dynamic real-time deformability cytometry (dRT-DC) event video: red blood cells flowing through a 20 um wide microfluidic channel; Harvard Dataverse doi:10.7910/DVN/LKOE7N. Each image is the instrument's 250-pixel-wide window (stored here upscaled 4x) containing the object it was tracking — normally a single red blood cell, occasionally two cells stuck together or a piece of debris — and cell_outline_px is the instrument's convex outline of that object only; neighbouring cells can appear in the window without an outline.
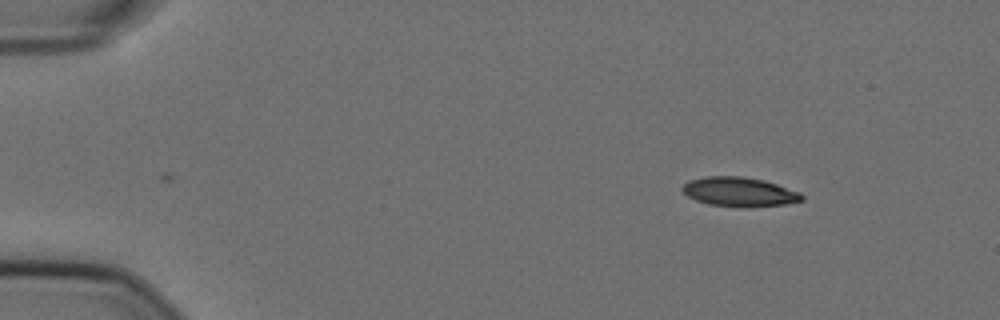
{"species": "Egyptian fruit bat (a non-hibernating species)", "species_latin": "Rousettus aegyptiacus", "temperature_condition": "cold", "stored_images_in_passage": 50, "camera_frame_rate_fps": 3000, "um_per_image_px": 0.085, "animal": {"sex": "female"}, "frame": {"image": 1, "passage_image": 1, "time_ms": 0.0, "image_size_px": [1000, 320], "cell_outline_px": [[804, 200], [784, 204], [708, 204], [696, 200], [688, 196], [680, 188], [688, 180], [704, 176], [744, 176], [764, 180], [800, 192], [804, 196]], "centroid_in_image_um": [62.8, 16.24], "position_along_channel_um": 22.2, "area_um2": 19.48}}
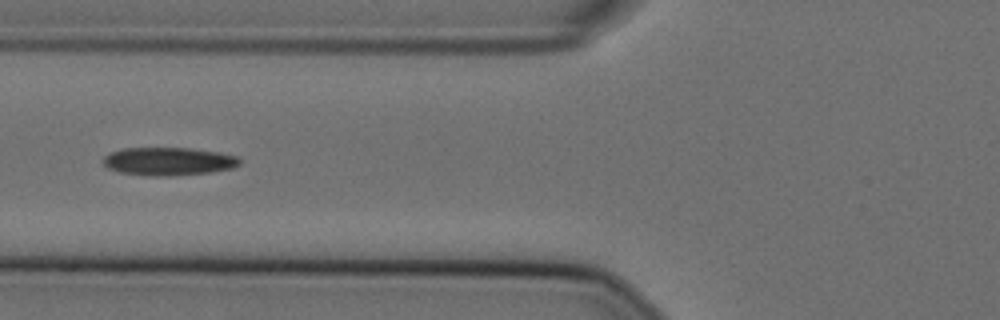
{"frame": {"image": 2, "passage_image": 16, "time_ms": 5.0, "image_size_px": [1000, 320], "cell_outline_px": [[240, 164], [232, 168], [208, 172], [172, 176], [152, 176], [120, 172], [108, 168], [100, 160], [104, 156], [112, 152], [124, 148], [192, 148], [220, 152], [236, 156], [240, 160]], "centroid_in_image_um": [14.31, 13.71], "position_along_channel_um": 111.5, "area_um2": 22.31}}
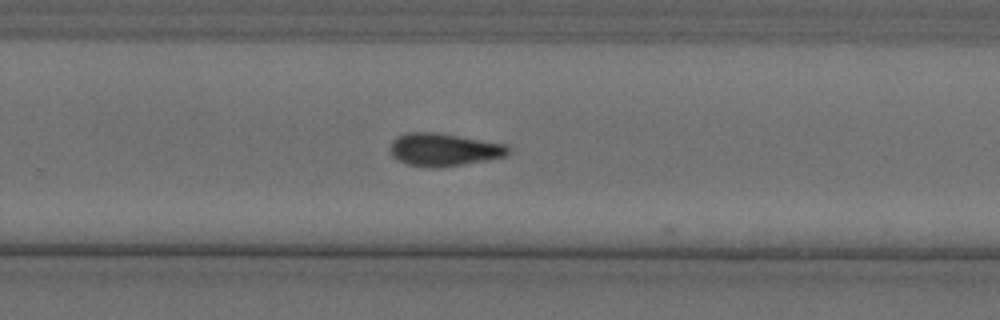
{"frame": {"image": 3, "passage_image": 31, "time_ms": 10.0, "image_size_px": [1000, 320], "cell_outline_px": [[512, 152], [508, 156], [488, 160], [464, 164], [408, 164], [396, 160], [392, 156], [392, 140], [396, 136], [404, 132], [436, 132], [508, 144], [512, 148]], "centroid_in_image_um": [37.82, 12.66], "position_along_channel_um": 292.0, "area_um2": 22.08}}